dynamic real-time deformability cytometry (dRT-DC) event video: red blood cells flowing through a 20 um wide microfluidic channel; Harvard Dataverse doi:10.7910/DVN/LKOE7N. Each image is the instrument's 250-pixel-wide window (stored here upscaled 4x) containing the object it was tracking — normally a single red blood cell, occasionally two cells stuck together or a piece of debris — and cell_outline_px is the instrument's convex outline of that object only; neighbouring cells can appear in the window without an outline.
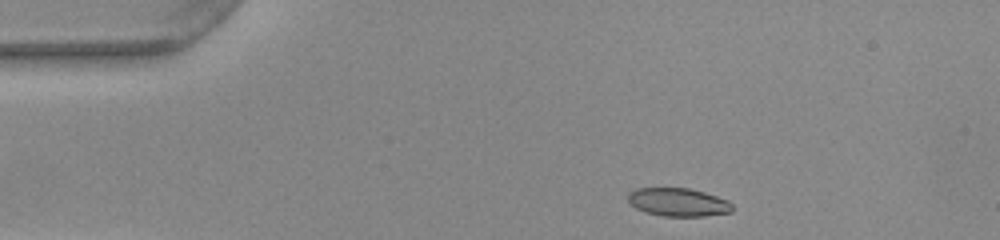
{"species": "common noctule bat (a hibernating species)", "species_latin": "Nyctalus noctula", "temperature_condition": "warm", "stored_images_in_passage": 34, "camera_frame_rate_fps": 3000, "um_per_image_px": 0.085, "animal": {"sex": "female", "body_mass_g": 22.0, "forearm_length_mm": 56.7}, "frame": {"image": 1, "passage_image": 1, "time_ms": 0.0, "image_size_px": [1000, 240], "cell_outline_px": [[732, 212], [704, 216], [664, 216], [644, 212], [636, 208], [628, 200], [628, 192], [636, 188], [688, 188], [704, 192], [728, 200], [732, 204]], "centroid_in_image_um": [57.64, 17.18], "position_along_channel_um": 27.4, "area_um2": 17.17}}
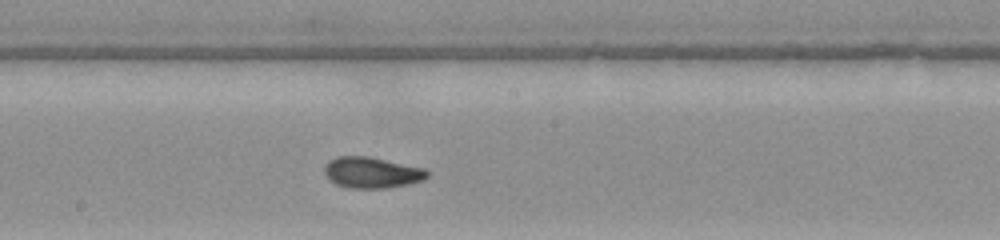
{"frame": {"image": 2, "passage_image": 20, "time_ms": 6.333, "image_size_px": [1000, 240], "cell_outline_px": [[428, 176], [424, 180], [408, 184], [388, 188], [348, 188], [336, 184], [328, 180], [324, 172], [324, 164], [328, 160], [336, 156], [368, 156], [424, 168], [428, 172]], "centroid_in_image_um": [31.56, 14.66], "position_along_channel_um": 216.6, "area_um2": 18.79}}
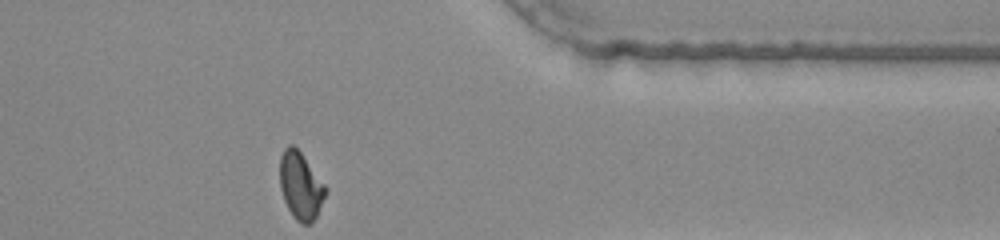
{"frame": {"image": 3, "passage_image": 34, "time_ms": 11.0, "image_size_px": [1000, 240], "cell_outline_px": [[328, 188], [316, 216], [308, 224], [300, 224], [292, 216], [284, 200], [280, 188], [280, 156], [284, 148], [288, 144], [292, 144], [300, 152]], "centroid_in_image_um": [25.53, 15.78], "position_along_channel_um": 385.9, "area_um2": 17.8}, "authors_computed_cell_mechanics": {"area_um2": 17.9469, "velocity_mm_per_s": 3.9676, "shape_relaxation_time_tau1_ms": 3.4261, "shape_relaxation_time_tau2_ms": 1.5703, "deformation_change_tau1": 0.1608, "deformation_change_tau2": 0.0652}}